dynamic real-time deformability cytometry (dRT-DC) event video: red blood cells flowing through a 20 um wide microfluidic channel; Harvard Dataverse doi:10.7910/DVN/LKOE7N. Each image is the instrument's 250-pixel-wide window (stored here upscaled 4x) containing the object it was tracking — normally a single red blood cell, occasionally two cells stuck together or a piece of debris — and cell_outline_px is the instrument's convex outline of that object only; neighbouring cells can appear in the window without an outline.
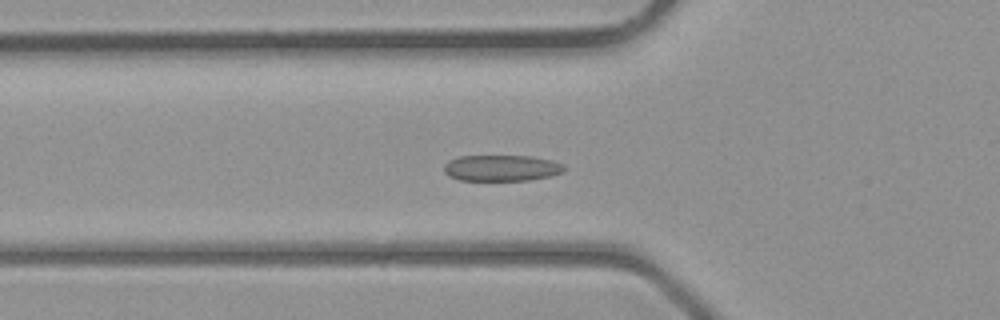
{"species": "common noctule bat (a hibernating species)", "species_latin": "Nyctalus noctula", "temperature_condition": "room temperature", "stored_images_in_passage": 35, "camera_frame_rate_fps": 3000, "um_per_image_px": 0.085, "animal": {"sex": "male", "body_mass_g": 23.1, "forearm_length_mm": 52.7}, "frame": {"image": 1, "passage_image": 7, "time_ms": 2.0, "image_size_px": [1000, 320], "cell_outline_px": [[564, 172], [548, 176], [528, 180], [460, 180], [448, 176], [444, 172], [444, 164], [448, 160], [460, 156], [532, 156], [552, 160], [564, 164]], "centroid_in_image_um": [42.61, 14.27], "position_along_channel_um": 83.2, "area_um2": 18.32}}
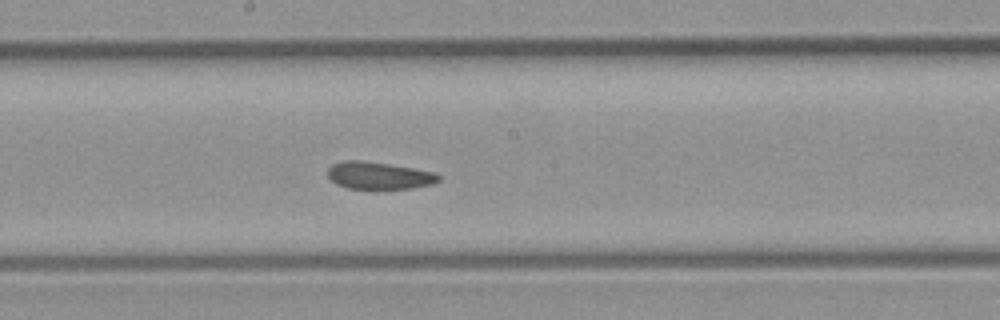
{"frame": {"image": 2, "passage_image": 15, "time_ms": 4.667, "image_size_px": [1000, 320], "cell_outline_px": [[440, 180], [432, 184], [412, 188], [348, 188], [336, 184], [328, 176], [328, 168], [332, 164], [344, 160], [360, 160], [388, 164], [436, 172], [440, 176]], "centroid_in_image_um": [32.21, 14.91], "position_along_channel_um": 216.0, "area_um2": 17.46}}
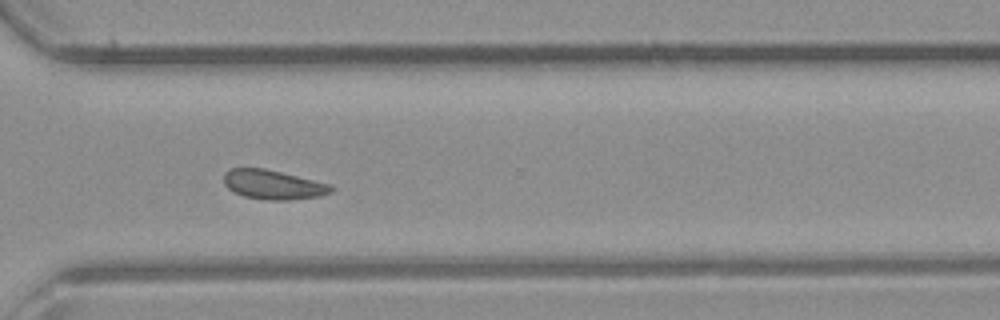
{"frame": {"image": 3, "passage_image": 23, "time_ms": 7.333, "image_size_px": [1000, 320], "cell_outline_px": [[336, 188], [332, 192], [320, 196], [288, 200], [268, 200], [244, 196], [228, 188], [224, 184], [224, 172], [232, 168], [264, 168], [332, 184]], "centroid_in_image_um": [23.26, 15.69], "position_along_channel_um": 347.3, "area_um2": 18.38}}